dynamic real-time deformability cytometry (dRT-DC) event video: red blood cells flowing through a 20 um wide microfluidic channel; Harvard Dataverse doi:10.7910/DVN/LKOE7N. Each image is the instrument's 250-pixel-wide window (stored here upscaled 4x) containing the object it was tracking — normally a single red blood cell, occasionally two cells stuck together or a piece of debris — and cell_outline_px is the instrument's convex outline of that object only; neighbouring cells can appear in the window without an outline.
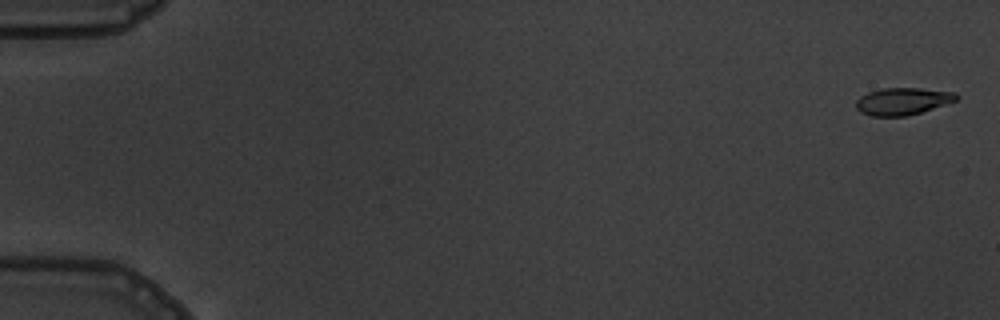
{"species": "common noctule bat (a hibernating species)", "species_latin": "Nyctalus noctula", "temperature_condition": "warm", "stored_images_in_passage": 6, "segment_of_instrument_passage": [1, 2], "camera_frame_rate_fps": 3000, "um_per_image_px": 0.085, "animal": {"sex": "male", "body_mass_g": 19.5, "forearm_length_mm": 54.6}, "frame": {"image": 1, "passage_image": 1, "time_ms": 0.0, "image_size_px": [1000, 320], "cell_outline_px": [[960, 96], [956, 100], [908, 116], [872, 116], [860, 112], [856, 108], [856, 100], [860, 96], [868, 92], [884, 88], [920, 88], [956, 92]], "centroid_in_image_um": [76.71, 8.6], "position_along_channel_um": 8.3, "area_um2": 15.84}}
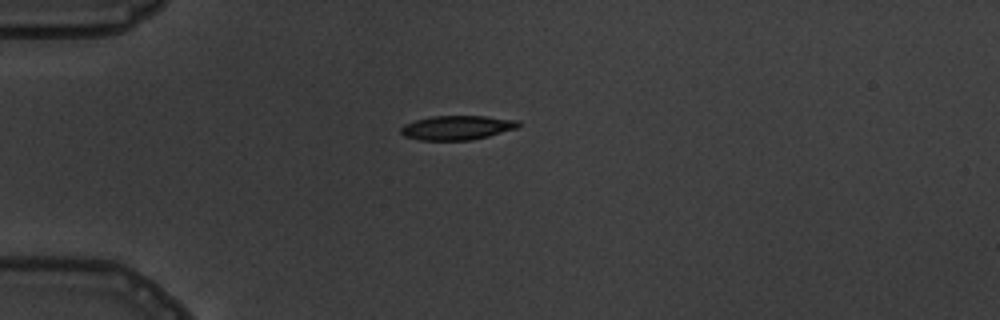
{"frame": {"image": 2, "passage_image": 5, "time_ms": 4.667, "image_size_px": [1000, 320], "cell_outline_px": [[520, 128], [472, 140], [420, 140], [404, 136], [400, 132], [400, 128], [404, 124], [416, 120], [432, 116], [484, 116], [520, 120]], "centroid_in_image_um": [38.88, 10.85], "position_along_channel_um": 46.1, "area_um2": 16.76}}